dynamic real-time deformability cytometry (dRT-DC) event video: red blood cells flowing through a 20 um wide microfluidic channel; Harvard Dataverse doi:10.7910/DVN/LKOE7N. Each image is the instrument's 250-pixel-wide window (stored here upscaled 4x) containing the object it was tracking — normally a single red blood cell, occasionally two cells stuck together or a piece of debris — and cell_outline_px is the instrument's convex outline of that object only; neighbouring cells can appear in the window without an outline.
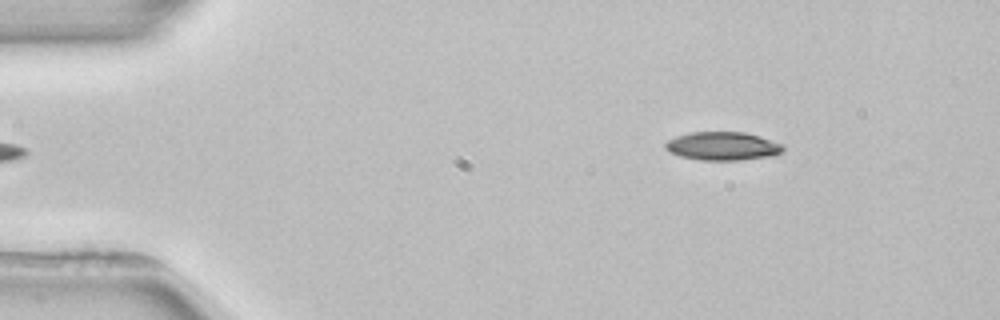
{"species": "common noctule bat (a hibernating species)", "species_latin": "Nyctalus noctula", "temperature_condition": "room temperature", "stored_images_in_passage": 5, "segment_of_instrument_passage": [2, 2], "camera_frame_rate_fps": 3000, "um_per_image_px": 0.085, "animal": {"sex": "female", "body_mass_g": 22.7, "forearm_length_mm": 54.2}, "frame": {"image": 1, "passage_image": 5, "time_ms": 5.667, "image_size_px": [1000, 320], "cell_outline_px": [[784, 148], [776, 156], [740, 160], [700, 160], [680, 156], [668, 152], [664, 148], [664, 144], [668, 140], [676, 136], [692, 132], [744, 132], [760, 136], [784, 144]], "centroid_in_image_um": [61.43, 12.42], "position_along_channel_um": 23.6, "area_um2": 19.71}}